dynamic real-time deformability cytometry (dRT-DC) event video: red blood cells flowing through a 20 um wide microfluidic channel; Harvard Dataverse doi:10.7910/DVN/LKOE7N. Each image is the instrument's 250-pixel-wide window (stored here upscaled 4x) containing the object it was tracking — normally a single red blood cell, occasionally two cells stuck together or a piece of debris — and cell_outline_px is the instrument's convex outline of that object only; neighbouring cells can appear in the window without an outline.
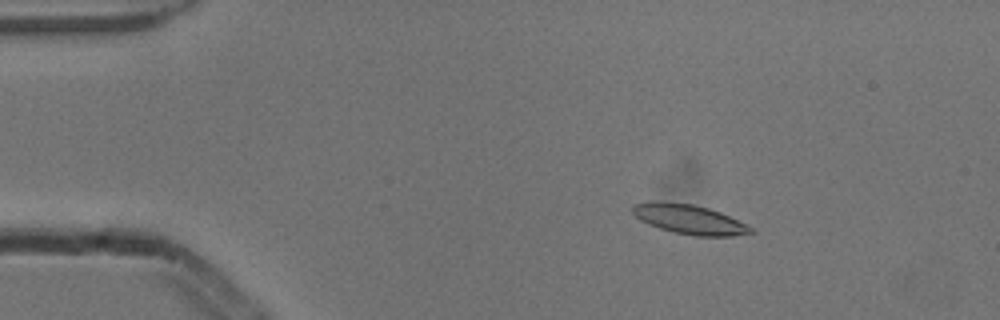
{"species": "common noctule bat (a hibernating species)", "species_latin": "Nyctalus noctula", "temperature_condition": "cold", "stored_images_in_passage": 3, "camera_frame_rate_fps": 3000, "um_per_image_px": 0.085, "animal": {"sex": "male", "body_mass_g": 13.3}, "frame": {"image": 1, "passage_image": 1, "time_ms": 0.0, "image_size_px": [1000, 320], "cell_outline_px": [[756, 232], [732, 236], [692, 236], [672, 232], [648, 224], [640, 220], [632, 212], [632, 204], [652, 200], [656, 200], [692, 204], [708, 208], [720, 212], [752, 228]], "centroid_in_image_um": [58.52, 18.63], "position_along_channel_um": 26.5, "area_um2": 20.4}}